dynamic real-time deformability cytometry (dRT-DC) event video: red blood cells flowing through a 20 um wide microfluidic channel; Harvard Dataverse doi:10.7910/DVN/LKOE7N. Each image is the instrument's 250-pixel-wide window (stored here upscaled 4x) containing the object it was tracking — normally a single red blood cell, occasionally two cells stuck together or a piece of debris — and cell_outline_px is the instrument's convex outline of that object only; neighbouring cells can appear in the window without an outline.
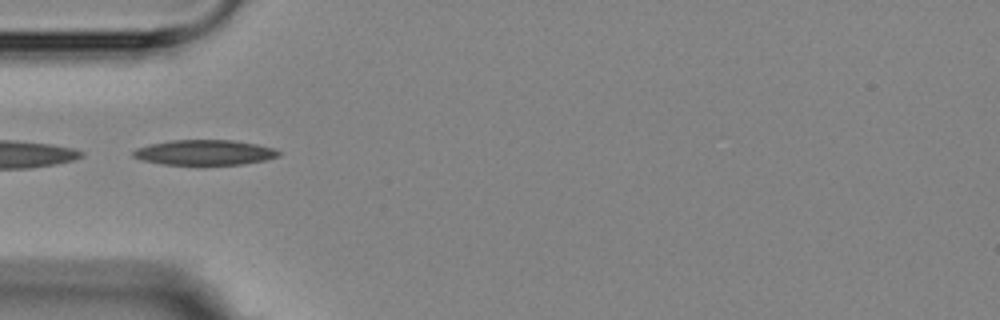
{"species": "Egyptian fruit bat (a non-hibernating species)", "species_latin": "Rousettus aegyptiacus", "temperature_condition": "room temperature", "stored_images_in_passage": 5, "camera_frame_rate_fps": 3000, "um_per_image_px": 0.085, "animal": {"sex": "female"}, "frame": {"image": 1, "passage_image": 3, "time_ms": 2.333, "image_size_px": [1000, 320], "cell_outline_px": [[280, 156], [268, 160], [244, 164], [164, 164], [144, 160], [132, 156], [132, 152], [136, 148], [148, 144], [172, 140], [232, 140], [256, 144], [272, 148], [280, 152]], "centroid_in_image_um": [17.4, 12.95], "position_along_channel_um": 67.6, "area_um2": 21.21}}
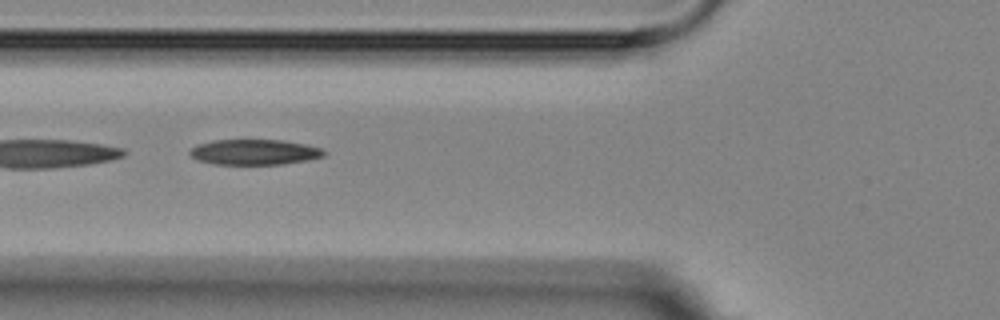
{"frame": {"image": 2, "passage_image": 4, "time_ms": 3.333, "image_size_px": [1000, 320], "cell_outline_px": [[328, 152], [324, 156], [308, 160], [284, 164], [216, 164], [196, 160], [188, 152], [196, 144], [212, 140], [284, 140], [304, 144], [320, 148]], "centroid_in_image_um": [21.62, 12.92], "position_along_channel_um": 104.2, "area_um2": 19.94}}
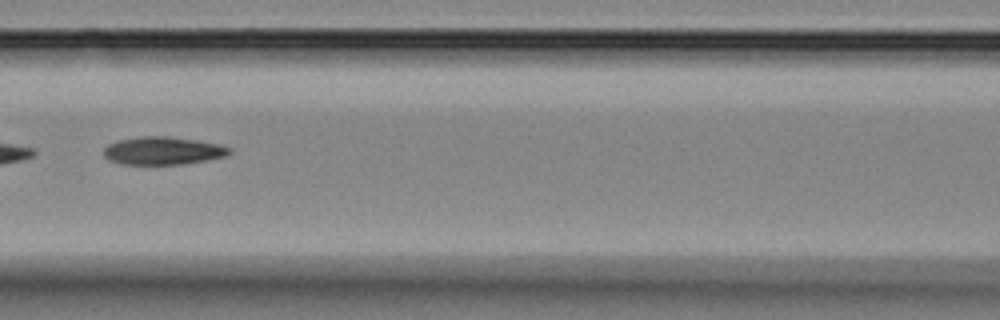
{"frame": {"image": 3, "passage_image": 5, "time_ms": 4.667, "image_size_px": [1000, 320], "cell_outline_px": [[232, 152], [228, 156], [184, 164], [120, 164], [108, 160], [104, 156], [104, 148], [108, 144], [116, 140], [144, 136], [168, 136], [196, 140], [220, 144], [232, 148]], "centroid_in_image_um": [13.86, 12.81], "position_along_channel_um": 152.7, "area_um2": 20.63}}